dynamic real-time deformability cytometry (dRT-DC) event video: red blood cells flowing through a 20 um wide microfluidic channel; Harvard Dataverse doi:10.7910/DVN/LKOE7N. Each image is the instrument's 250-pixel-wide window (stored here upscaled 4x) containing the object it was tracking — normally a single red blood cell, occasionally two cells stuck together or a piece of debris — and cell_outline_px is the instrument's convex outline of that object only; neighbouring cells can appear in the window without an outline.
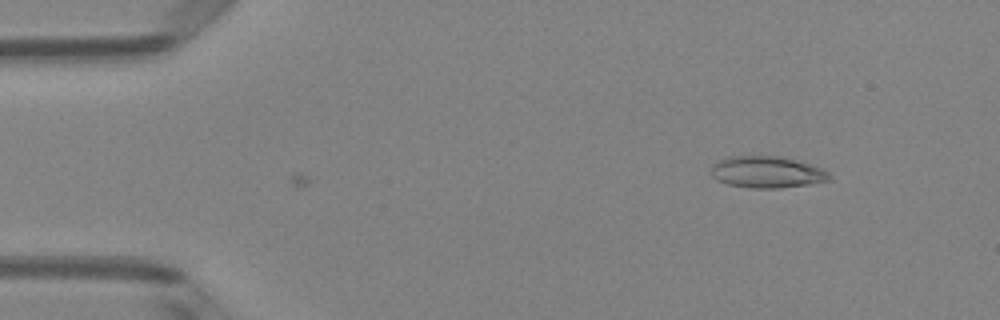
{"species": "Egyptian fruit bat (a non-hibernating species)", "species_latin": "Rousettus aegyptiacus", "temperature_condition": "room temperature", "stored_images_in_passage": 5, "camera_frame_rate_fps": 3000, "um_per_image_px": 0.085, "animal": {"sex": "female"}, "frame": {"image": 1, "passage_image": 5, "time_ms": 1.333, "image_size_px": [1000, 320], "cell_outline_px": [[832, 180], [808, 184], [780, 188], [748, 188], [728, 184], [716, 180], [712, 176], [712, 164], [716, 160], [728, 156], [784, 156], [820, 168], [828, 172], [832, 176]], "centroid_in_image_um": [65.16, 14.62], "position_along_channel_um": 19.8, "area_um2": 21.96}}